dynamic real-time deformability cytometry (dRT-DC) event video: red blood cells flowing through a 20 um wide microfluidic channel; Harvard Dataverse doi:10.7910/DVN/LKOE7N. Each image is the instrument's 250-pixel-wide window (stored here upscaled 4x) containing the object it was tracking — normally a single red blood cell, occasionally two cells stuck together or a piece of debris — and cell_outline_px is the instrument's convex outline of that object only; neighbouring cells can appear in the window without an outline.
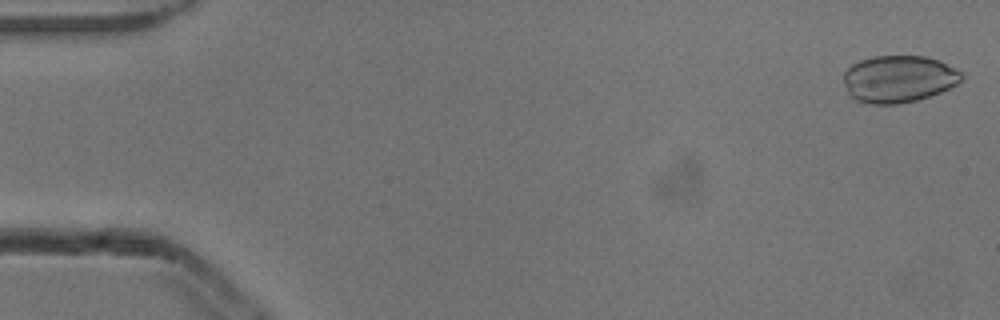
{"species": "common noctule bat (a hibernating species)", "species_latin": "Nyctalus noctula", "temperature_condition": "cold", "stored_images_in_passage": 16, "camera_frame_rate_fps": 3000, "um_per_image_px": 0.085, "animal": {"sex": "male", "body_mass_g": 13.3}, "frame": {"image": 1, "passage_image": 1, "time_ms": 0.0, "image_size_px": [1000, 320], "cell_outline_px": [[964, 76], [956, 84], [940, 92], [916, 100], [896, 104], [872, 104], [856, 100], [848, 92], [844, 80], [844, 72], [852, 64], [860, 60], [872, 56], [924, 56], [940, 60], [960, 72]], "centroid_in_image_um": [76.37, 6.7], "position_along_channel_um": 8.6, "area_um2": 32.08}}